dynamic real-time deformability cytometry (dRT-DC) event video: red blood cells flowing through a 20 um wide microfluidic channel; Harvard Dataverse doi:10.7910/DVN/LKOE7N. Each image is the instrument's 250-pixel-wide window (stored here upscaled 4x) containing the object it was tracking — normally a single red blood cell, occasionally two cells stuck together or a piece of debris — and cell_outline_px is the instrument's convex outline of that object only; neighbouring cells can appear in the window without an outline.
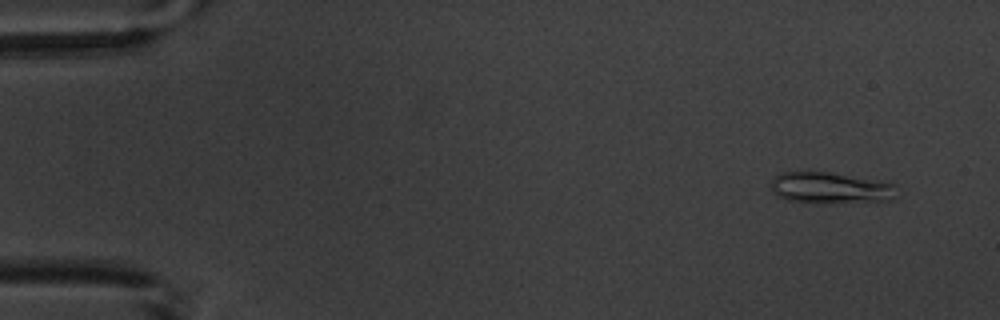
{"species": "common noctule bat (a hibernating species)", "species_latin": "Nyctalus noctula", "temperature_condition": "warm", "stored_images_in_passage": 7, "camera_frame_rate_fps": 3000, "um_per_image_px": 0.085, "animal": {"sex": "male", "body_mass_g": 20.1, "forearm_length_mm": 53.5}, "frame": {"image": 1, "passage_image": 1, "time_ms": 0.0, "image_size_px": [1000, 320], "cell_outline_px": [[892, 200], [820, 204], [788, 200], [776, 196], [772, 192], [772, 180], [780, 172], [808, 168], [892, 180]], "centroid_in_image_um": [70.54, 15.91], "position_along_channel_um": 14.5, "area_um2": 24.39}}
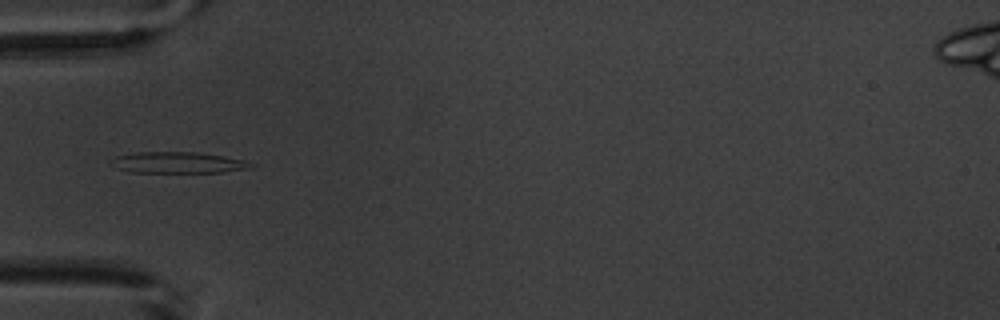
{"frame": {"image": 2, "passage_image": 5, "time_ms": 4.667, "image_size_px": [1000, 320], "cell_outline_px": [[256, 164], [252, 168], [224, 172], [132, 172], [116, 168], [108, 164], [108, 160], [116, 156], [136, 152], [196, 152], [224, 156], [248, 160]], "centroid_in_image_um": [15.14, 13.82], "position_along_channel_um": 69.9, "area_um2": 17.57}}
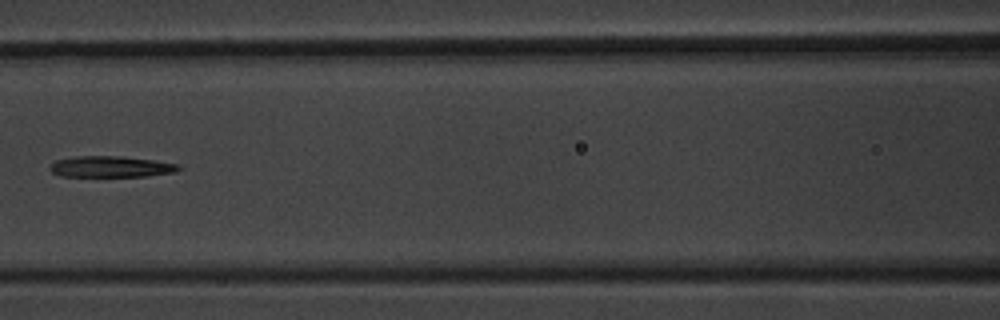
{"frame": {"image": 3, "passage_image": 7, "time_ms": 7.0, "image_size_px": [1000, 320], "cell_outline_px": [[180, 168], [176, 172], [144, 176], [60, 176], [52, 172], [48, 168], [56, 160], [76, 156], [120, 156], [152, 160], [180, 164]], "centroid_in_image_um": [9.42, 14.16], "position_along_channel_um": 157.2, "area_um2": 15.72}}